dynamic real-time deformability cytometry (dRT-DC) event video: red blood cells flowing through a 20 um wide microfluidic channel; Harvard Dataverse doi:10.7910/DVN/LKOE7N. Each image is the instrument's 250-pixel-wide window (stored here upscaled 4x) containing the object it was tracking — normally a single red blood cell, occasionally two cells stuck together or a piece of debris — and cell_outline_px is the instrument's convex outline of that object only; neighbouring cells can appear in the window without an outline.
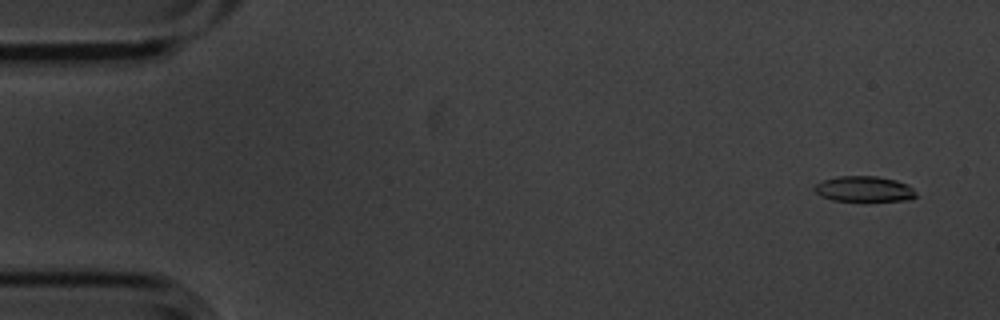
{"species": "common noctule bat (a hibernating species)", "species_latin": "Nyctalus noctula", "temperature_condition": "cold", "stored_images_in_passage": 6, "camera_frame_rate_fps": 3000, "um_per_image_px": 0.085, "animal": {"sex": "male", "body_mass_g": 20.1, "forearm_length_mm": 53.5}, "frame": {"image": 1, "passage_image": 1, "time_ms": 0.0, "image_size_px": [1000, 320], "cell_outline_px": [[916, 196], [908, 200], [832, 200], [820, 196], [812, 188], [816, 184], [824, 180], [836, 176], [876, 176], [896, 180], [908, 184], [916, 192]], "centroid_in_image_um": [73.43, 16.05], "position_along_channel_um": 11.6, "area_um2": 14.97}}
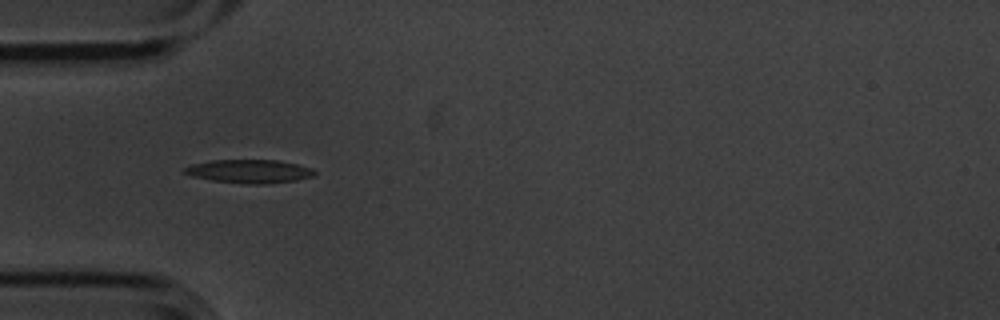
{"frame": {"image": 2, "passage_image": 5, "time_ms": 1.333, "image_size_px": [1000, 320], "cell_outline_px": [[316, 172], [312, 176], [296, 180], [260, 184], [244, 184], [212, 180], [192, 176], [184, 172], [184, 168], [192, 164], [212, 160], [276, 160], [296, 164], [312, 168]], "centroid_in_image_um": [21.18, 14.56], "position_along_channel_um": 63.8, "area_um2": 17.57}}
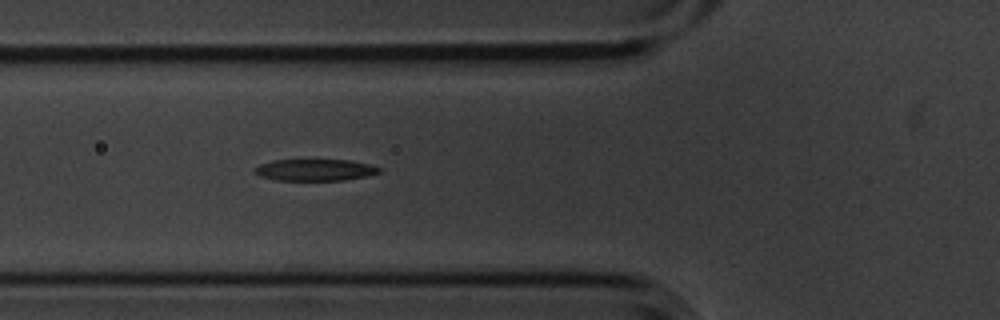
{"frame": {"image": 3, "passage_image": 6, "time_ms": 1.667, "image_size_px": [1000, 320], "cell_outline_px": [[380, 172], [364, 176], [344, 180], [276, 180], [260, 176], [252, 172], [252, 168], [260, 164], [272, 160], [348, 160], [372, 164], [380, 168]], "centroid_in_image_um": [26.72, 14.44], "position_along_channel_um": 99.1, "area_um2": 15.72}}